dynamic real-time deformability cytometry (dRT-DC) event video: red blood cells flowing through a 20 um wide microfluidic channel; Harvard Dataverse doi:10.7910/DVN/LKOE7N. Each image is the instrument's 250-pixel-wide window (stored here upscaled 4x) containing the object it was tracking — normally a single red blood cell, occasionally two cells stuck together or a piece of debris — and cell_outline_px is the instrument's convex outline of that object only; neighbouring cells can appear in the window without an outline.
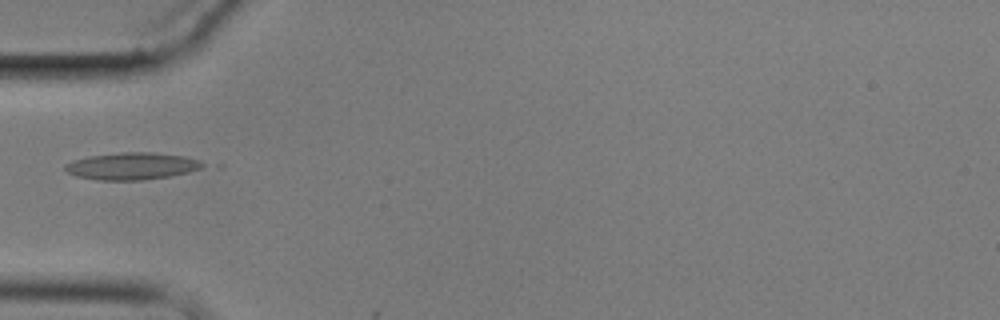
{"species": "common noctule bat (a hibernating species)", "species_latin": "Nyctalus noctula", "temperature_condition": "cold", "stored_images_in_passage": 5, "camera_frame_rate_fps": 3000, "um_per_image_px": 0.085, "animal": {"sex": "male", "body_mass_g": 17.9}, "frame": {"image": 1, "passage_image": 5, "time_ms": 5.0, "image_size_px": [1000, 320], "cell_outline_px": [[208, 164], [200, 168], [188, 172], [168, 176], [140, 180], [100, 180], [76, 176], [68, 172], [64, 168], [64, 164], [72, 160], [88, 156], [124, 152], [152, 152], [184, 156], [200, 160]], "centroid_in_image_um": [11.21, 14.11], "position_along_channel_um": 73.8, "area_um2": 21.68}}